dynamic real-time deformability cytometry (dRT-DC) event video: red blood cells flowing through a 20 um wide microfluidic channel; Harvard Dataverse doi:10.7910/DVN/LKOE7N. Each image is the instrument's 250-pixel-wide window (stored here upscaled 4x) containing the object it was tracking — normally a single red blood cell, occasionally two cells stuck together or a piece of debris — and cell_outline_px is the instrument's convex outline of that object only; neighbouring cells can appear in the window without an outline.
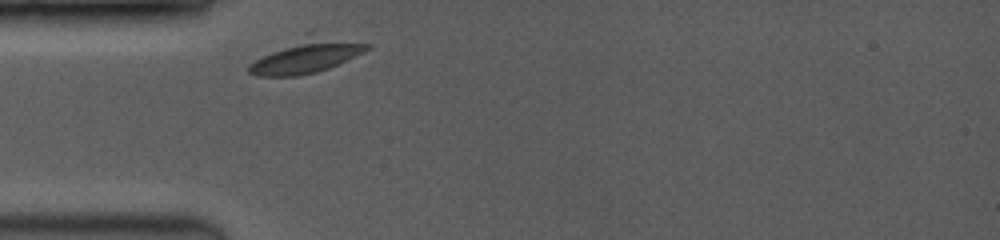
{"species": "common noctule bat (a hibernating species)", "species_latin": "Nyctalus noctula", "temperature_condition": "room temperature", "stored_images_in_passage": 11, "camera_frame_rate_fps": 3500, "um_per_image_px": 0.085, "animal": {"sex": "female", "body_mass_g": 19.0, "forearm_length_mm": 53.3}, "frame": {"image": 1, "passage_image": 1, "time_ms": 0.0, "image_size_px": [1000, 240], "cell_outline_px": [[372, 48], [364, 52], [328, 68], [316, 72], [296, 76], [256, 76], [248, 72], [248, 64], [308, 32], [312, 32], [372, 44]], "centroid_in_image_um": [26.11, 4.73], "position_along_channel_um": 58.9, "area_um2": 23.29}}
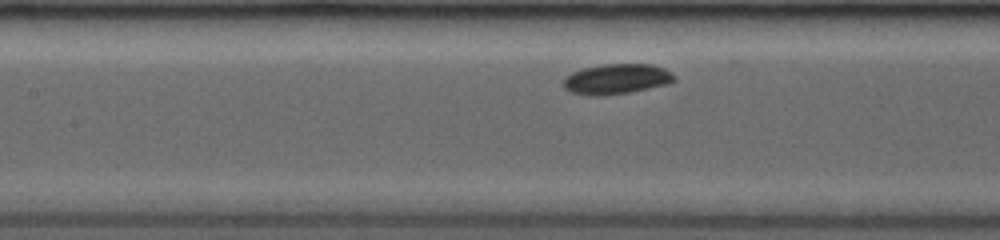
{"frame": {"image": 2, "passage_image": 7, "time_ms": 2.571, "image_size_px": [1000, 240], "cell_outline_px": [[676, 80], [668, 84], [628, 92], [600, 96], [592, 96], [568, 92], [564, 88], [564, 76], [580, 68], [604, 64], [652, 64], [664, 68], [672, 72], [676, 76]], "centroid_in_image_um": [52.39, 6.71], "position_along_channel_um": 155.0, "area_um2": 19.77}}
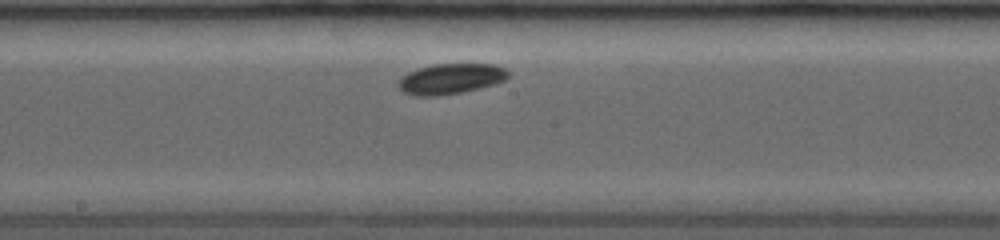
{"frame": {"image": 3, "passage_image": 10, "time_ms": 4.0, "image_size_px": [1000, 240], "cell_outline_px": [[512, 72], [504, 80], [496, 84], [480, 88], [460, 92], [436, 96], [416, 96], [404, 92], [396, 88], [396, 84], [408, 72], [416, 68], [432, 64], [496, 64], [508, 68]], "centroid_in_image_um": [38.34, 6.68], "position_along_channel_um": 209.9, "area_um2": 19.83}}